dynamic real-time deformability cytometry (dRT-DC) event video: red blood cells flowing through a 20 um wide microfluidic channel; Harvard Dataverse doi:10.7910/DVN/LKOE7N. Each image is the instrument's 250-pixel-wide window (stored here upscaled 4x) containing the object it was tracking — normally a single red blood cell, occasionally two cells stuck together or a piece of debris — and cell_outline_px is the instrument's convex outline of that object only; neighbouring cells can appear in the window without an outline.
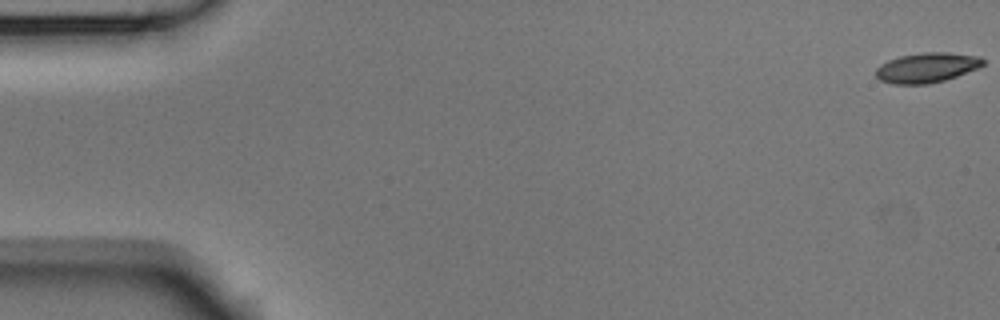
{"species": "Egyptian fruit bat (a non-hibernating species)", "species_latin": "Rousettus aegyptiacus", "temperature_condition": "room temperature", "stored_images_in_passage": 5, "camera_frame_rate_fps": 3000, "um_per_image_px": 0.085, "animal": {"sex": "male"}, "frame": {"image": 1, "passage_image": 1, "time_ms": 0.0, "image_size_px": [1000, 320], "cell_outline_px": [[984, 64], [976, 68], [956, 76], [944, 80], [928, 84], [892, 84], [880, 80], [876, 76], [876, 68], [880, 64], [888, 60], [900, 56], [924, 52], [944, 52], [980, 56], [984, 60]], "centroid_in_image_um": [78.75, 5.75], "position_along_channel_um": 6.3, "area_um2": 18.55}}